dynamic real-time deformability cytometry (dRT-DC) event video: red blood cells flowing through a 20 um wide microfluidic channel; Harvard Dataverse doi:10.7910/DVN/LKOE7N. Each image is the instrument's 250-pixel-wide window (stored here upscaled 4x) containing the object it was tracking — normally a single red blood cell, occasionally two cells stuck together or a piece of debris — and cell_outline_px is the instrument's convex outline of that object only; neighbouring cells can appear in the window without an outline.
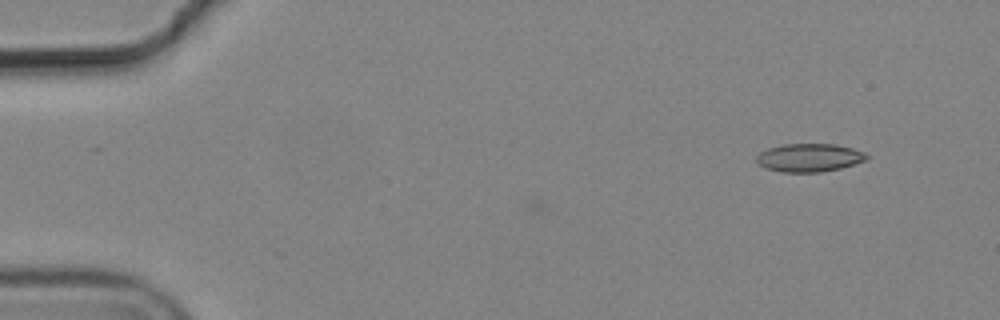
{"species": "common noctule bat (a hibernating species)", "species_latin": "Nyctalus noctula", "temperature_condition": "cold", "stored_images_in_passage": 2, "camera_frame_rate_fps": 3000, "um_per_image_px": 0.085, "animal": {"sex": "male", "body_mass_g": 19.2, "forearm_length_mm": 51.8}, "frame": {"image": 1, "passage_image": 2, "time_ms": 0.333, "image_size_px": [1000, 320], "cell_outline_px": [[872, 156], [868, 160], [840, 168], [820, 172], [784, 172], [764, 168], [756, 160], [756, 156], [760, 152], [768, 148], [784, 144], [836, 144], [852, 148], [864, 152]], "centroid_in_image_um": [68.83, 13.4], "position_along_channel_um": 16.2, "area_um2": 18.21}}